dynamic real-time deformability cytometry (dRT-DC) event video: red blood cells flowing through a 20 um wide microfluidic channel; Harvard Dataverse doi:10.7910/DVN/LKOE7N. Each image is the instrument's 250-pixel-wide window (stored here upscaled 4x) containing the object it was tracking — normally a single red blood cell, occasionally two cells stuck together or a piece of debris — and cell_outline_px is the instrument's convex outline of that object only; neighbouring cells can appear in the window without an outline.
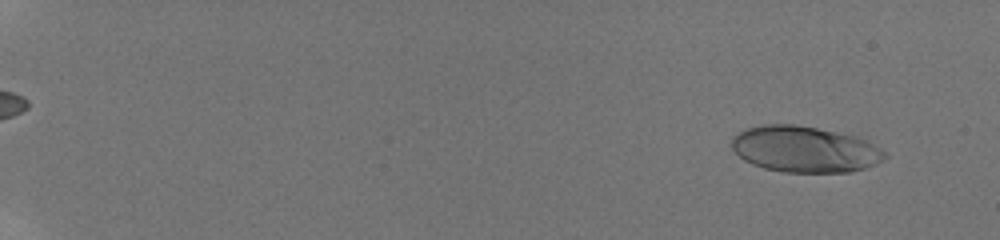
{"species": "human", "species_latin": "Homo sapiens", "temperature_condition": "room temperature", "stored_images_in_passage": 40, "camera_frame_rate_fps": 3000, "um_per_image_px": 0.085, "donor": {"sex": "male"}, "frame": {"image": 1, "passage_image": 5, "time_ms": 1.0, "image_size_px": [1000, 240], "cell_outline_px": [[888, 156], [884, 160], [876, 164], [852, 172], [784, 172], [764, 168], [752, 164], [744, 160], [732, 148], [732, 136], [744, 128], [764, 124], [796, 124], [856, 136], [868, 140], [880, 148]], "centroid_in_image_um": [68.4, 12.68], "position_along_channel_um": 16.6, "area_um2": 41.33}}
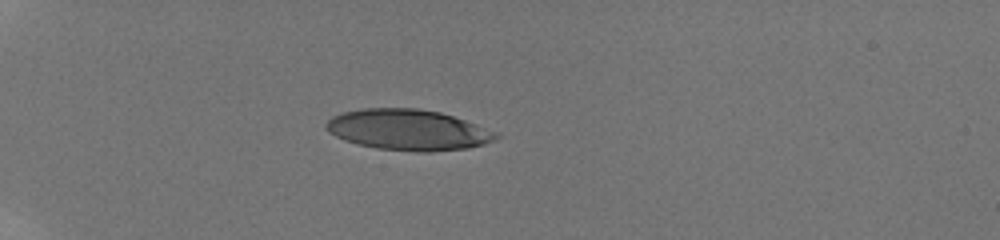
{"frame": {"image": 2, "passage_image": 34, "time_ms": 5.667, "image_size_px": [1000, 240], "cell_outline_px": [[500, 136], [496, 140], [484, 144], [468, 148], [428, 152], [416, 152], [376, 148], [356, 144], [344, 140], [328, 132], [324, 128], [324, 124], [332, 116], [340, 112], [360, 108], [416, 108], [440, 112], [500, 132]], "centroid_in_image_um": [34.67, 11.04], "position_along_channel_um": 50.3, "area_um2": 40.86}}